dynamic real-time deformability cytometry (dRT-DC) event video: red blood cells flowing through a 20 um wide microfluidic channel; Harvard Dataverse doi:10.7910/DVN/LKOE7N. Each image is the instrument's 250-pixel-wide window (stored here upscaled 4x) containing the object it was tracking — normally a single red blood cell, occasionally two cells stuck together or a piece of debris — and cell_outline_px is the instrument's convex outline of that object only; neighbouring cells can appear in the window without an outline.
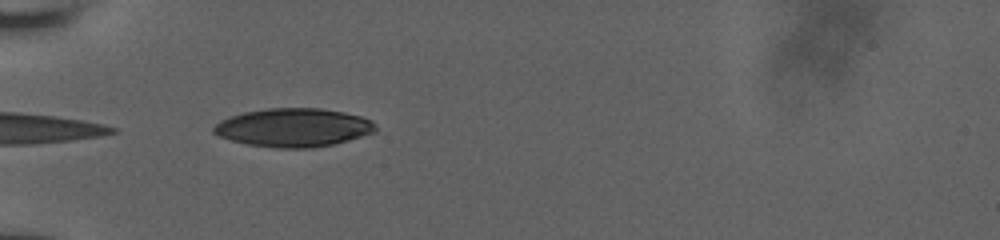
{"species": "human", "species_latin": "Homo sapiens", "temperature_condition": "room temperature", "stored_images_in_passage": 6, "camera_frame_rate_fps": 3000, "um_per_image_px": 0.085, "donor": {"sex": "male"}, "frame": {"image": 1, "passage_image": 4, "time_ms": 0.333, "image_size_px": [1000, 240], "cell_outline_px": [[376, 132], [348, 140], [332, 144], [312, 148], [280, 148], [248, 144], [232, 140], [220, 136], [212, 132], [212, 128], [220, 120], [244, 112], [268, 108], [320, 108], [344, 112], [360, 116], [372, 120], [376, 124]], "centroid_in_image_um": [24.97, 10.84], "position_along_channel_um": 60.0, "area_um2": 36.18}}